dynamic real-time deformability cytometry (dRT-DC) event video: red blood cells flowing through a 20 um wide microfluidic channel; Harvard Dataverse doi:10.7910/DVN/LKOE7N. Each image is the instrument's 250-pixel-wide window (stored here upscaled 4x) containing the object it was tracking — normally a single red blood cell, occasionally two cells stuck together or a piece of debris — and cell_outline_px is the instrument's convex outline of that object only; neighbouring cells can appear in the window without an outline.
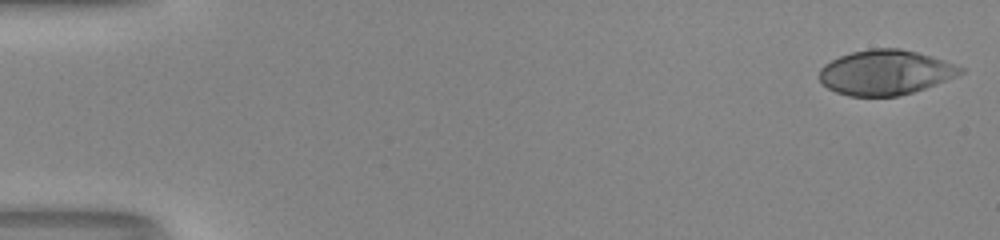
{"species": "human", "species_latin": "Homo sapiens", "temperature_condition": "room temperature", "stored_images_in_passage": 51, "camera_frame_rate_fps": 3000, "um_per_image_px": 0.085, "donor": {"sex": "male"}, "frame": {"image": 1, "passage_image": 1, "time_ms": 0.0, "image_size_px": [1000, 240], "cell_outline_px": [[964, 72], [956, 76], [936, 84], [912, 92], [896, 96], [848, 96], [836, 92], [828, 88], [820, 80], [820, 68], [824, 64], [840, 56], [852, 52], [868, 48], [900, 48], [932, 56], [944, 60], [964, 68]], "centroid_in_image_um": [75.25, 6.15], "position_along_channel_um": 9.7, "area_um2": 36.76}}
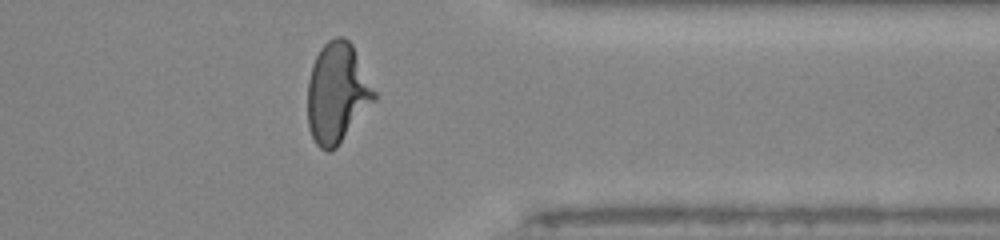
{"frame": {"image": 2, "passage_image": 41, "time_ms": 13.333, "image_size_px": [1000, 240], "cell_outline_px": [[376, 100], [336, 148], [328, 152], [320, 148], [316, 144], [308, 128], [308, 80], [312, 64], [320, 48], [328, 40], [336, 36], [344, 36], [352, 44], [376, 92]], "centroid_in_image_um": [28.66, 7.9], "position_along_channel_um": 382.7, "area_um2": 39.02}}
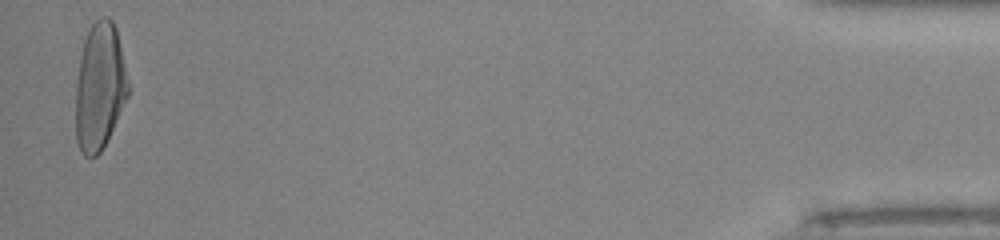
{"frame": {"image": 3, "passage_image": 50, "time_ms": 16.333, "image_size_px": [1000, 240], "cell_outline_px": [[128, 96], [100, 152], [96, 156], [84, 156], [80, 152], [76, 140], [76, 84], [80, 56], [84, 40], [88, 28], [100, 16], [108, 16], [112, 20], [116, 28], [128, 80]], "centroid_in_image_um": [8.45, 7.33], "position_along_channel_um": 426.7, "area_um2": 38.61}, "authors_computed_cell_mechanics": {"area_um2": 37.3966, "velocity_mm_per_s": 4.1624, "shape_relaxation_time_tau1_ms": 6.3257, "shape_relaxation_time_tau2_ms": null, "deformation_change_tau1": 0.2782, "deformation_change_tau2": null}}